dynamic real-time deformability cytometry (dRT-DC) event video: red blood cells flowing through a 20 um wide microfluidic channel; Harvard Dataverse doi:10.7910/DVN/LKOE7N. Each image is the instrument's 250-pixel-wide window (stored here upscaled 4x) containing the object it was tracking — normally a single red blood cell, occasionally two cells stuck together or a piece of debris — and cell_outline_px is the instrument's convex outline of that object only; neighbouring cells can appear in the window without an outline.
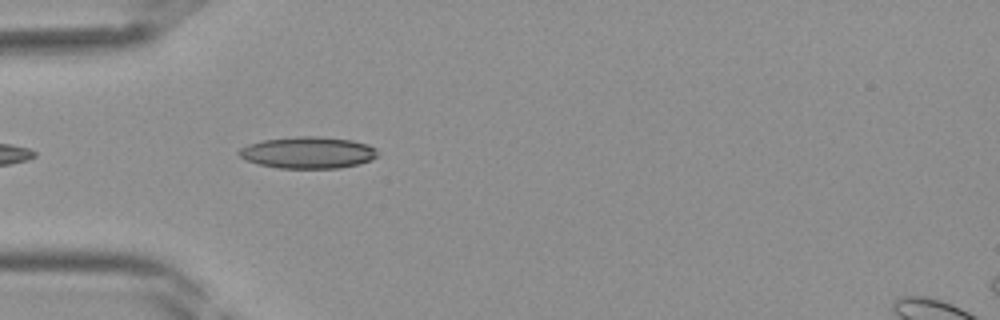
{"species": "Egyptian fruit bat (a non-hibernating species)", "species_latin": "Rousettus aegyptiacus", "temperature_condition": "room temperature", "stored_images_in_passage": 30, "camera_frame_rate_fps": 3000, "um_per_image_px": 0.085, "frame": {"image": 1, "passage_image": 2, "time_ms": 0.333, "image_size_px": [1000, 320], "cell_outline_px": [[376, 156], [372, 160], [360, 164], [340, 168], [276, 168], [244, 160], [236, 152], [240, 148], [248, 144], [264, 140], [296, 136], [316, 136], [352, 140], [368, 144], [376, 148]], "centroid_in_image_um": [26.17, 12.97], "position_along_channel_um": 58.8, "area_um2": 25.72}}
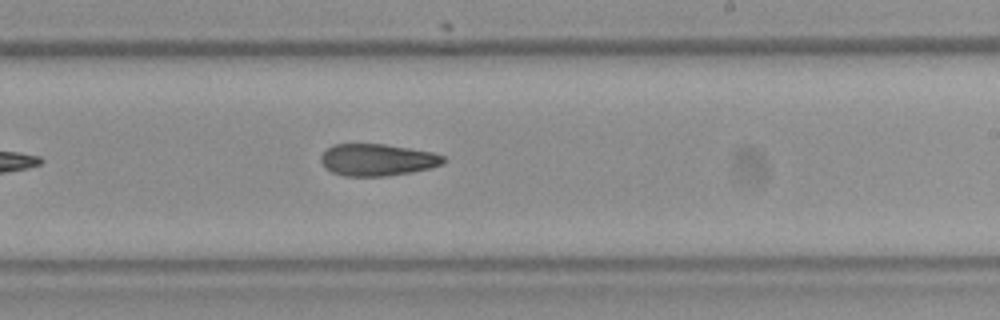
{"frame": {"image": 2, "passage_image": 14, "time_ms": 4.333, "image_size_px": [1000, 320], "cell_outline_px": [[448, 160], [444, 164], [432, 168], [412, 172], [388, 176], [344, 176], [332, 172], [324, 168], [320, 160], [320, 156], [332, 144], [384, 144], [432, 152], [444, 156]], "centroid_in_image_um": [32.09, 13.59], "position_along_channel_um": 256.9, "area_um2": 23.06}}
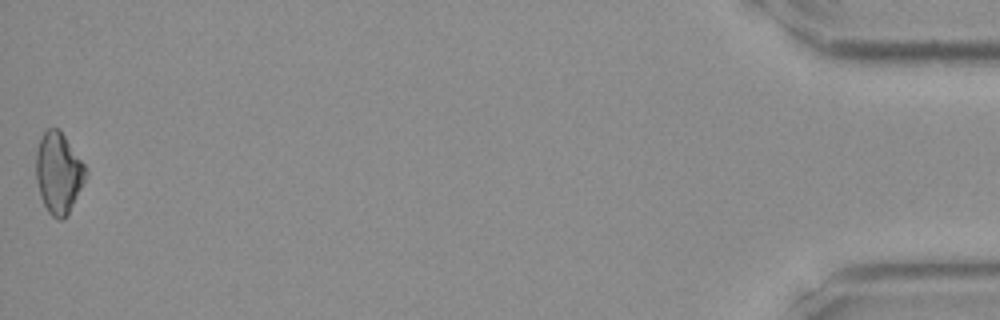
{"frame": {"image": 3, "passage_image": 30, "time_ms": 9.667, "image_size_px": [1000, 320], "cell_outline_px": [[88, 172], [68, 216], [64, 220], [56, 220], [48, 212], [40, 196], [36, 180], [36, 152], [40, 140], [44, 132], [48, 128], [60, 128], [84, 164]], "centroid_in_image_um": [4.97, 14.72], "position_along_channel_um": 430.2, "area_um2": 23.58}}